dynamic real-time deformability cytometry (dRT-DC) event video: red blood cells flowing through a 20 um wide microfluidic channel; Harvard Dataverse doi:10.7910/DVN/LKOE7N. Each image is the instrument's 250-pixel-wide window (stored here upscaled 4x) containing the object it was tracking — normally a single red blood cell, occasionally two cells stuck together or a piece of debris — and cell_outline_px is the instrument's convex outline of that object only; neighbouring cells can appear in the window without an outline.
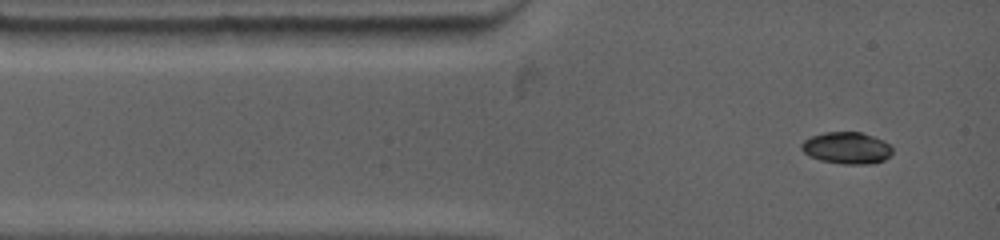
{"species": "common noctule bat (a hibernating species)", "species_latin": "Nyctalus noctula", "temperature_condition": "warm", "stored_images_in_passage": 6, "camera_frame_rate_fps": 4500, "um_per_image_px": 0.085, "animal": {"sex": "female", "body_mass_g": 19.0, "forearm_length_mm": 53.3}, "frame": {"image": 1, "passage_image": 1, "time_ms": 0.0, "image_size_px": [1000, 240], "cell_outline_px": [[892, 152], [884, 160], [868, 164], [844, 164], [820, 160], [808, 156], [800, 148], [800, 144], [804, 140], [812, 136], [824, 132], [860, 132], [884, 140], [892, 148]], "centroid_in_image_um": [71.94, 12.57], "position_along_channel_um": 13.1, "area_um2": 16.82}}
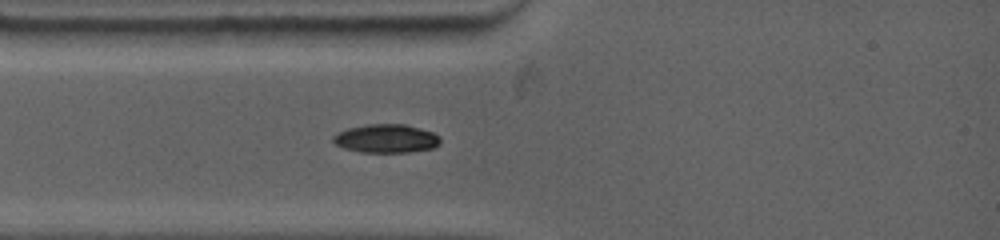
{"frame": {"image": 2, "passage_image": 3, "time_ms": 1.778, "image_size_px": [1000, 240], "cell_outline_px": [[440, 144], [432, 148], [408, 152], [360, 152], [344, 148], [336, 144], [332, 140], [332, 136], [348, 128], [368, 124], [404, 124], [420, 128], [432, 132], [440, 136]], "centroid_in_image_um": [32.83, 11.77], "position_along_channel_um": 52.2, "area_um2": 17.74}}
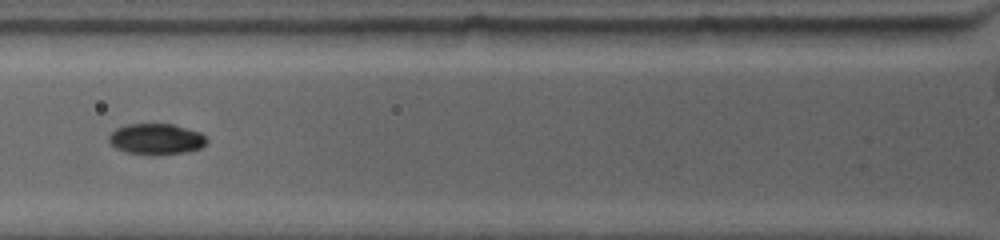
{"frame": {"image": 3, "passage_image": 5, "time_ms": 3.333, "image_size_px": [1000, 240], "cell_outline_px": [[208, 140], [200, 148], [188, 152], [156, 156], [148, 156], [128, 152], [116, 148], [108, 140], [108, 136], [116, 128], [128, 124], [172, 124], [200, 132]], "centroid_in_image_um": [13.27, 11.84], "position_along_channel_um": 112.5, "area_um2": 17.8}}